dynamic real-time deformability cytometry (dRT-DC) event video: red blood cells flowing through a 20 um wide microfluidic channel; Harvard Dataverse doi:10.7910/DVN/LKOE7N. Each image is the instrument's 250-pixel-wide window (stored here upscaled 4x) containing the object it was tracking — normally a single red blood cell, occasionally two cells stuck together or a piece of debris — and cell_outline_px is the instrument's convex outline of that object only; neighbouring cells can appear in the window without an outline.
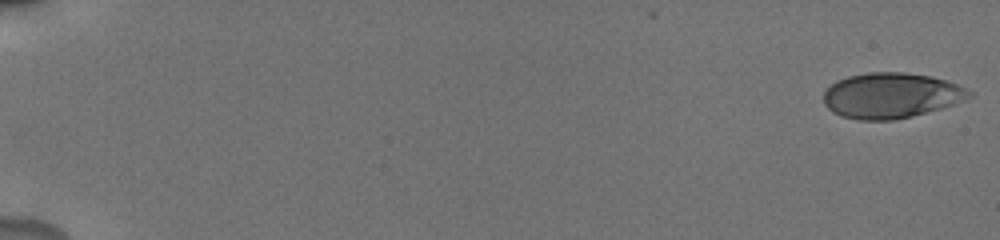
{"species": "human", "species_latin": "Homo sapiens", "temperature_condition": "cold", "stored_images_in_passage": 55, "camera_frame_rate_fps": 3000, "um_per_image_px": 0.085, "donor": {"sex": "male"}, "frame": {"image": 1, "passage_image": 1, "time_ms": 0.0, "image_size_px": [1000, 240], "cell_outline_px": [[972, 96], [964, 100], [940, 108], [912, 116], [892, 120], [860, 120], [840, 116], [832, 112], [824, 104], [824, 92], [836, 80], [848, 76], [868, 72], [904, 72], [932, 76], [948, 80], [972, 92]], "centroid_in_image_um": [75.72, 8.11], "position_along_channel_um": 9.3, "area_um2": 38.49}}
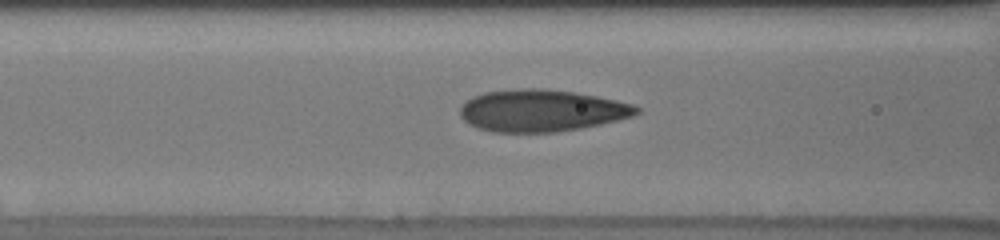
{"frame": {"image": 2, "passage_image": 25, "time_ms": 8.0, "image_size_px": [1000, 240], "cell_outline_px": [[640, 112], [632, 116], [600, 124], [580, 128], [556, 132], [492, 132], [476, 128], [468, 124], [460, 116], [460, 108], [472, 96], [484, 92], [524, 88], [536, 88], [572, 92], [596, 96], [616, 100], [632, 104], [640, 108]], "centroid_in_image_um": [46.0, 9.41], "position_along_channel_um": 120.6, "area_um2": 42.95}}
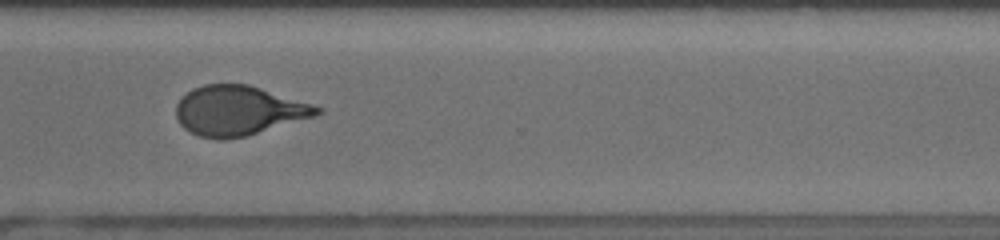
{"frame": {"image": 3, "passage_image": 43, "time_ms": 14.0, "image_size_px": [1000, 240], "cell_outline_px": [[324, 112], [316, 116], [244, 136], [224, 140], [220, 140], [200, 136], [184, 128], [180, 124], [176, 116], [176, 104], [192, 88], [204, 84], [248, 84], [312, 104], [324, 108]], "centroid_in_image_um": [20.28, 9.4], "position_along_channel_um": 350.3, "area_um2": 40.52}, "authors_computed_cell_mechanics": {"area_um2": 40.3444, "velocity_mm_per_s": 3.8365, "shape_relaxation_time_tau1_ms": 4.3339, "shape_relaxation_time_tau2_ms": 0.8274, "deformation_change_tau1": 0.171, "deformation_change_tau2": 0.0839}}